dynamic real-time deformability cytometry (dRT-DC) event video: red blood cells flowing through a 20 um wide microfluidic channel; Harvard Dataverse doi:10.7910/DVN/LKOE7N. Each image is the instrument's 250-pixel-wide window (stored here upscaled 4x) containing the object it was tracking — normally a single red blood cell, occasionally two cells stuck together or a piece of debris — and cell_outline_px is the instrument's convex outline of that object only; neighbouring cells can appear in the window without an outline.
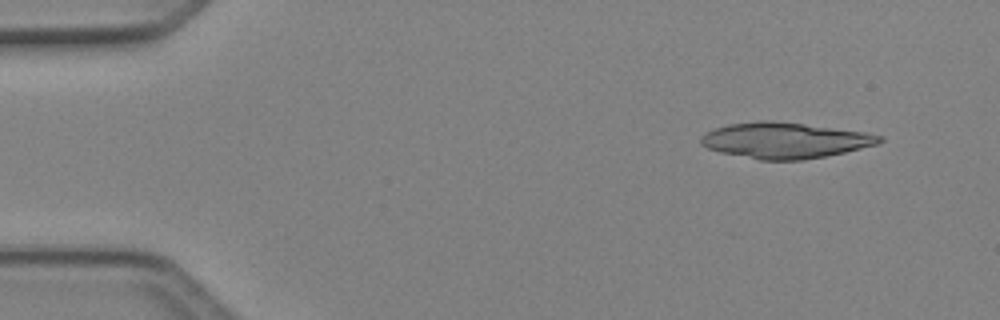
{"species": "Egyptian fruit bat (a non-hibernating species)", "species_latin": "Rousettus aegyptiacus", "temperature_condition": "cold", "stored_images_in_passage": 22, "camera_frame_rate_fps": 3000, "um_per_image_px": 0.085, "animal": {"sex": "female"}, "frame": {"image": 1, "passage_image": 4, "time_ms": 1.0, "image_size_px": [1000, 320], "cell_outline_px": [[884, 140], [880, 144], [844, 152], [804, 160], [760, 160], [720, 152], [708, 148], [700, 144], [700, 136], [716, 128], [728, 124], [760, 120], [772, 120], [804, 124], [864, 132], [884, 136]], "centroid_in_image_um": [66.73, 11.93], "position_along_channel_um": 18.3, "area_um2": 37.22}}
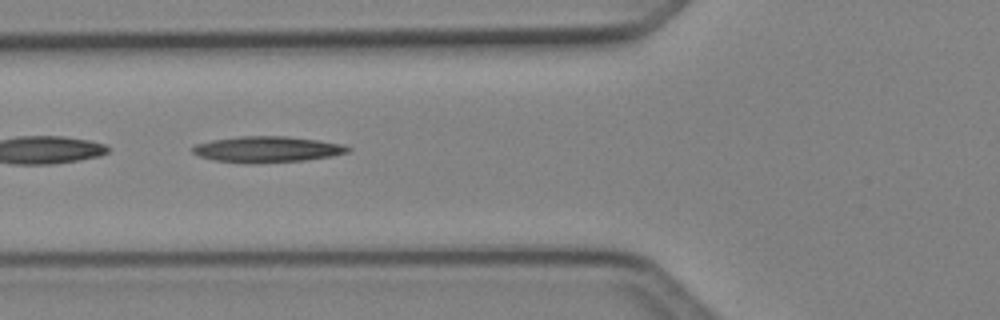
{"frame": {"image": 2, "passage_image": 18, "time_ms": 5.667, "image_size_px": [1000, 320], "cell_outline_px": [[352, 148], [348, 152], [332, 156], [304, 160], [256, 164], [244, 164], [212, 160], [200, 156], [192, 152], [192, 148], [196, 144], [212, 140], [240, 136], [284, 136], [316, 140], [340, 144]], "centroid_in_image_um": [22.66, 12.71], "position_along_channel_um": 103.1, "area_um2": 23.58}}